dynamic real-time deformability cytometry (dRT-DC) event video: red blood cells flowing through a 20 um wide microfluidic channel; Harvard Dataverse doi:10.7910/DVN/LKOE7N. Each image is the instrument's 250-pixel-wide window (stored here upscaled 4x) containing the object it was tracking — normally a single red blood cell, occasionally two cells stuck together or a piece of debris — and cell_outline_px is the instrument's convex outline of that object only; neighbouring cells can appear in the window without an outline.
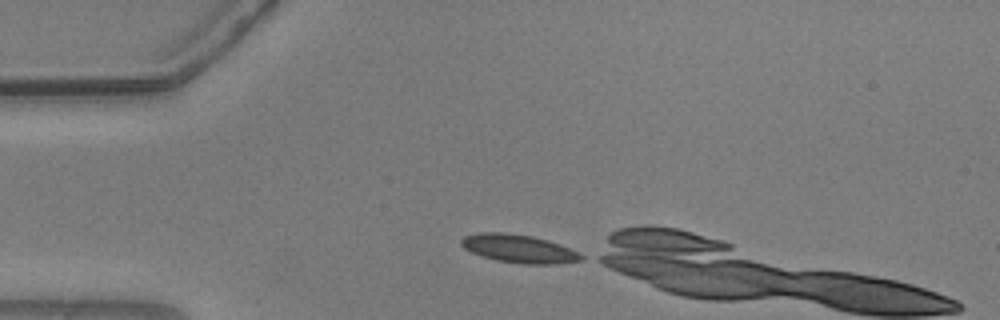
{"species": "common noctule bat (a hibernating species)", "species_latin": "Nyctalus noctula", "temperature_condition": "warm", "stored_images_in_passage": 4, "camera_frame_rate_fps": 3000, "um_per_image_px": 0.085, "animal": {"sex": "male", "body_mass_g": 20.5, "forearm_length_mm": 52.5}, "frame": {"image": 1, "passage_image": 1, "time_ms": 0.0, "image_size_px": [1000, 320], "cell_outline_px": [[588, 256], [584, 260], [552, 264], [524, 264], [496, 260], [480, 256], [464, 248], [460, 244], [460, 240], [464, 236], [480, 232], [500, 232], [532, 236], [548, 240], [560, 244], [580, 252]], "centroid_in_image_um": [44.14, 21.14], "position_along_channel_um": 40.9, "area_um2": 19.94}}